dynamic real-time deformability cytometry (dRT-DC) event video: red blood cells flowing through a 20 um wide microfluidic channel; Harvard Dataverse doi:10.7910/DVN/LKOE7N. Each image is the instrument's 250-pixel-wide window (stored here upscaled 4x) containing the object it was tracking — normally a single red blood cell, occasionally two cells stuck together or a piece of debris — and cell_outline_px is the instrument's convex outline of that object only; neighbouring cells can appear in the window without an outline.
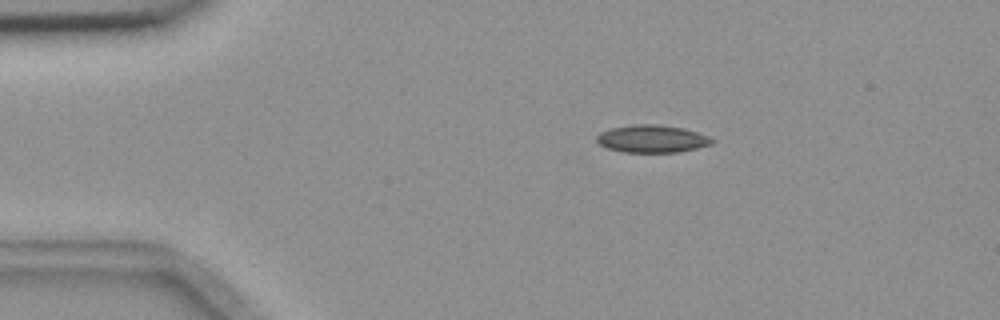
{"species": "common noctule bat (a hibernating species)", "species_latin": "Nyctalus noctula", "temperature_condition": "room temperature", "stored_images_in_passage": 15, "camera_frame_rate_fps": 3000, "um_per_image_px": 0.085, "animal": {"sex": "female", "body_mass_g": 18.4}, "frame": {"image": 1, "passage_image": 3, "time_ms": 3.0, "image_size_px": [1000, 320], "cell_outline_px": [[716, 140], [712, 144], [680, 152], [620, 152], [608, 148], [600, 144], [596, 140], [596, 136], [600, 132], [612, 128], [632, 124], [656, 124], [684, 128], [708, 136]], "centroid_in_image_um": [55.42, 11.8], "position_along_channel_um": 29.6, "area_um2": 18.55}}
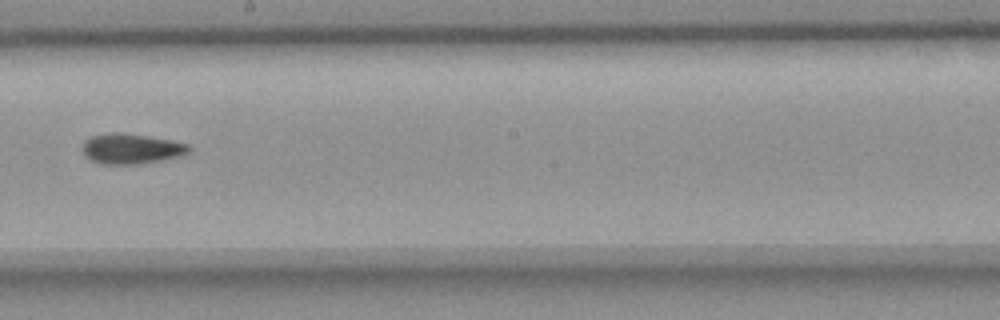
{"frame": {"image": 2, "passage_image": 9, "time_ms": 10.0, "image_size_px": [1000, 320], "cell_outline_px": [[192, 148], [184, 156], [140, 164], [100, 164], [88, 160], [84, 156], [80, 148], [84, 140], [88, 136], [112, 132], [120, 132], [172, 140], [188, 144]], "centroid_in_image_um": [11.1, 12.65], "position_along_channel_um": 237.1, "area_um2": 19.31}}
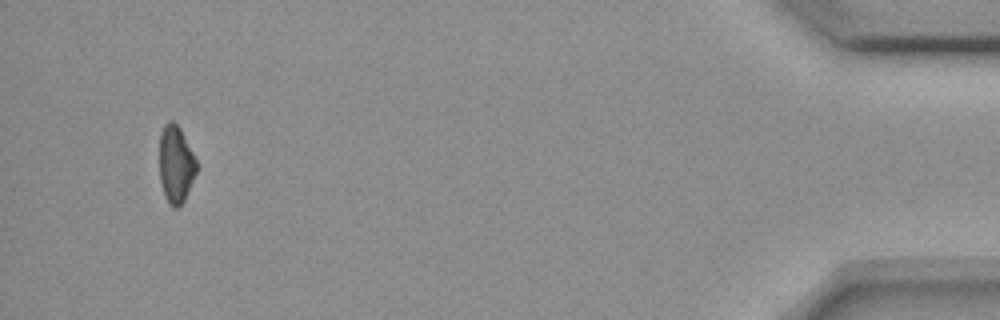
{"frame": {"image": 3, "passage_image": 14, "time_ms": 17.0, "image_size_px": [1000, 320], "cell_outline_px": [[200, 164], [184, 200], [176, 208], [172, 208], [168, 204], [164, 196], [160, 180], [160, 132], [164, 124], [168, 120], [172, 120], [180, 128]], "centroid_in_image_um": [14.96, 13.95], "position_along_channel_um": 420.2, "area_um2": 17.05}, "authors_computed_cell_mechanics": {"area_um2": 18.0336, "velocity_mm_per_s": 3.7213, "shape_relaxation_time_tau1_ms": 9.9934, "shape_relaxation_time_tau2_ms": 5.766, "deformation_change_tau1": 0.2108, "deformation_change_tau2": 0.1092}}